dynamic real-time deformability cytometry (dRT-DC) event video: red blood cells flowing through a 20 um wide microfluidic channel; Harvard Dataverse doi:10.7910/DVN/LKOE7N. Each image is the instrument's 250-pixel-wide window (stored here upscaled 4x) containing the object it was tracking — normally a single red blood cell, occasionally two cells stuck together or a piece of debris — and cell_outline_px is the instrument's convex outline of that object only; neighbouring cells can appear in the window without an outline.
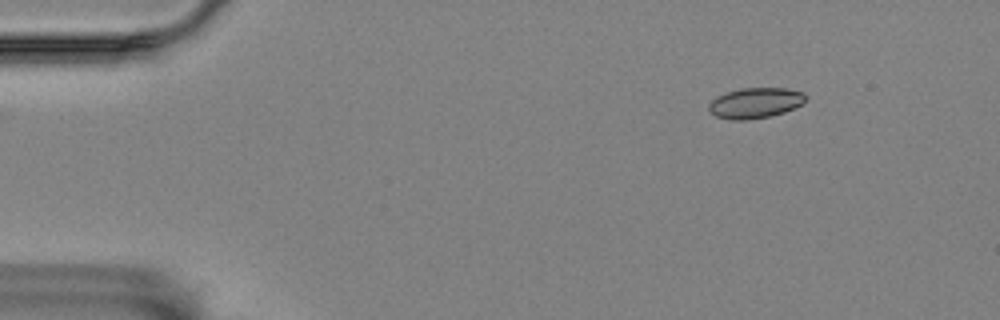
{"species": "Egyptian fruit bat (a non-hibernating species)", "species_latin": "Rousettus aegyptiacus", "temperature_condition": "room temperature", "stored_images_in_passage": 50, "camera_frame_rate_fps": 3000, "um_per_image_px": 0.085, "animal": {"sex": "female"}, "frame": {"image": 1, "passage_image": 1, "time_ms": 0.0, "image_size_px": [1000, 320], "cell_outline_px": [[804, 104], [784, 112], [768, 116], [748, 120], [732, 120], [716, 116], [708, 112], [708, 104], [716, 96], [740, 88], [788, 88], [804, 92]], "centroid_in_image_um": [64.18, 8.75], "position_along_channel_um": 20.8, "area_um2": 17.28}}
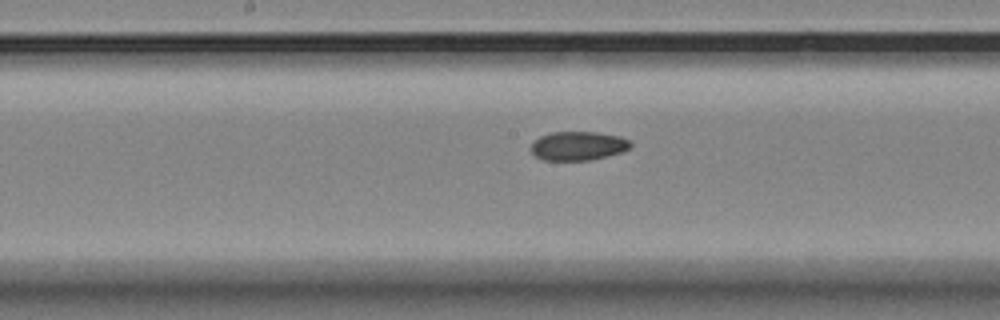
{"frame": {"image": 2, "passage_image": 23, "time_ms": 7.333, "image_size_px": [1000, 320], "cell_outline_px": [[632, 144], [628, 148], [620, 152], [588, 160], [544, 160], [536, 156], [532, 152], [532, 144], [540, 136], [552, 132], [596, 132], [620, 136], [632, 140]], "centroid_in_image_um": [49.15, 12.38], "position_along_channel_um": 199.0, "area_um2": 16.53}}
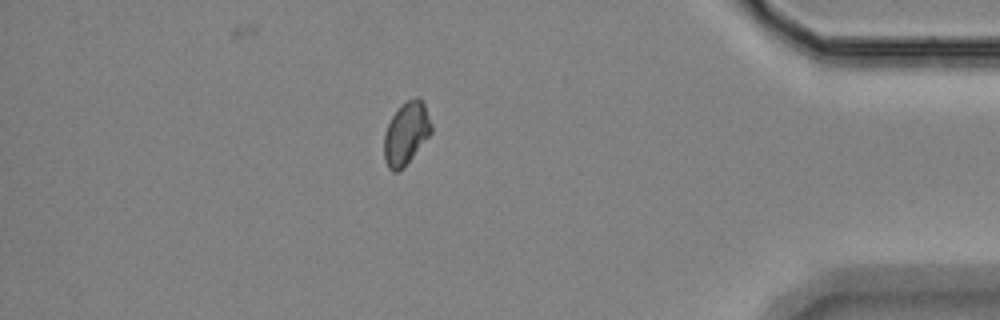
{"frame": {"image": 3, "passage_image": 43, "time_ms": 14.0, "image_size_px": [1000, 320], "cell_outline_px": [[432, 132], [404, 168], [396, 172], [392, 172], [388, 168], [384, 160], [384, 132], [392, 116], [408, 100], [416, 96], [420, 96], [424, 104], [432, 124]], "centroid_in_image_um": [34.52, 11.37], "position_along_channel_um": 400.7, "area_um2": 17.22}, "authors_computed_cell_mechanics": {"area_um2": 17.2244, "velocity_mm_per_s": 3.5515, "shape_relaxation_time_tau1_ms": null, "shape_relaxation_time_tau2_ms": 4.5998, "deformation_change_tau1": null, "deformation_change_tau2": 0.0545}}